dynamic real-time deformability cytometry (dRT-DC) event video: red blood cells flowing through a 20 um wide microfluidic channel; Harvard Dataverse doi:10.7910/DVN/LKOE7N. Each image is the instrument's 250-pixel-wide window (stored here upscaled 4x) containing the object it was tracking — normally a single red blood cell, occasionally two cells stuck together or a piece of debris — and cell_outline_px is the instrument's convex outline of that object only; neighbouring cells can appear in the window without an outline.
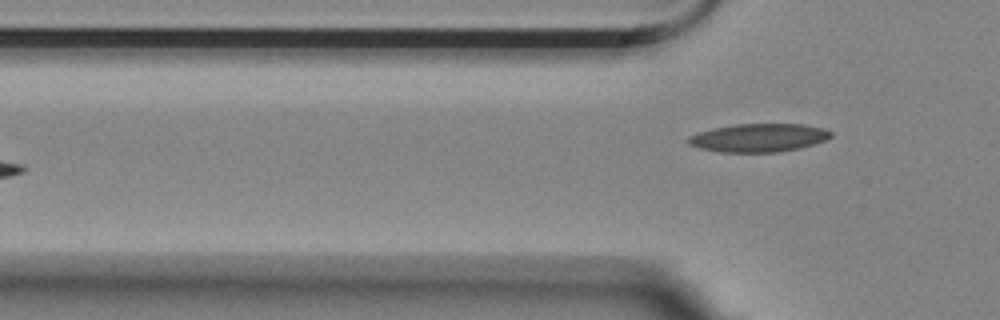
{"species": "Egyptian fruit bat (a non-hibernating species)", "species_latin": "Rousettus aegyptiacus", "temperature_condition": "room temperature", "stored_images_in_passage": 6, "segment_of_instrument_passage": [2, 2], "camera_frame_rate_fps": 3000, "um_per_image_px": 0.085, "animal": {"sex": "female"}, "frame": {"image": 1, "passage_image": 6, "time_ms": 1.667, "image_size_px": [1000, 320], "cell_outline_px": [[832, 136], [828, 140], [800, 148], [780, 152], [720, 152], [700, 148], [688, 144], [684, 140], [688, 136], [712, 128], [736, 124], [804, 124], [824, 128], [832, 132]], "centroid_in_image_um": [64.5, 11.71], "position_along_channel_um": 61.3, "area_um2": 23.76}}